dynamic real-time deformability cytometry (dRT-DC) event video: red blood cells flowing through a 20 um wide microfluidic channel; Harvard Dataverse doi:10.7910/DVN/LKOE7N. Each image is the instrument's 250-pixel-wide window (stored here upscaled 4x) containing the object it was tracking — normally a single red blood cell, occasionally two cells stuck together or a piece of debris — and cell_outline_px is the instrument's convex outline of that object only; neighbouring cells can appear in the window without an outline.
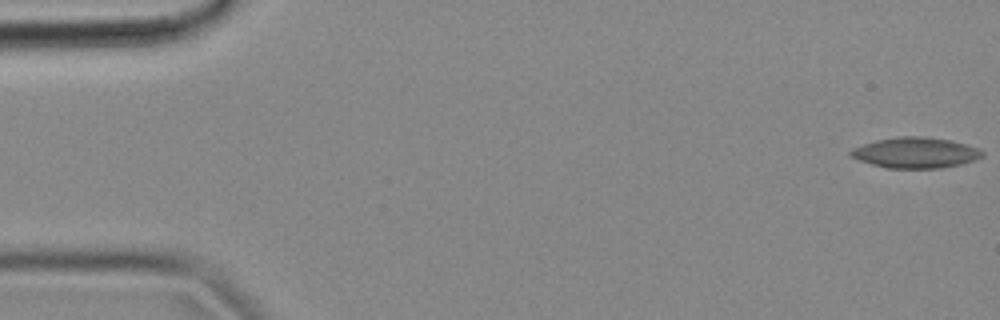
{"species": "common noctule bat (a hibernating species)", "species_latin": "Nyctalus noctula", "temperature_condition": "cold", "stored_images_in_passage": 57, "camera_frame_rate_fps": 3000, "um_per_image_px": 0.085, "animal": {"sex": "female", "body_mass_g": 18.4}, "frame": {"image": 1, "passage_image": 1, "time_ms": 0.0, "image_size_px": [1000, 320], "cell_outline_px": [[984, 156], [976, 160], [960, 164], [940, 168], [888, 168], [872, 164], [860, 160], [852, 156], [848, 152], [852, 148], [876, 140], [900, 136], [924, 136], [948, 140], [964, 144], [976, 148], [984, 152]], "centroid_in_image_um": [77.82, 12.98], "position_along_channel_um": 7.2, "area_um2": 23.29}}
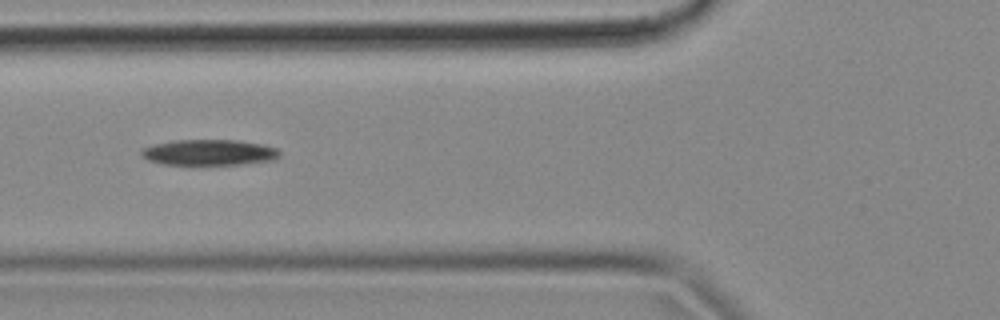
{"frame": {"image": 2, "passage_image": 21, "time_ms": 6.667, "image_size_px": [1000, 320], "cell_outline_px": [[280, 156], [272, 160], [240, 164], [188, 168], [160, 164], [148, 160], [140, 156], [140, 148], [172, 140], [236, 140], [264, 144], [276, 148], [280, 152]], "centroid_in_image_um": [17.68, 13.01], "position_along_channel_um": 108.1, "area_um2": 21.96}}
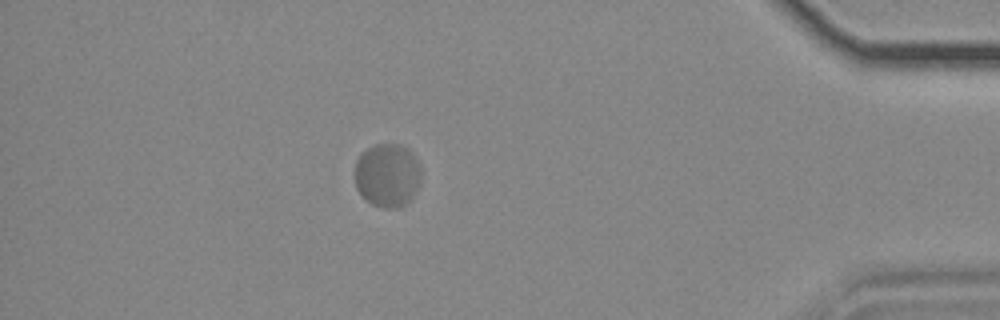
{"frame": {"image": 3, "passage_image": 50, "time_ms": 16.333, "image_size_px": [1000, 320], "cell_outline_px": [[420, 184], [412, 196], [400, 208], [384, 208], [372, 204], [356, 188], [352, 176], [356, 160], [360, 152], [376, 144], [400, 144], [408, 148], [416, 156], [420, 164]], "centroid_in_image_um": [32.91, 14.86], "position_along_channel_um": 402.3, "area_um2": 25.03}, "authors_computed_cell_mechanics": {"area_um2": 22.7154, "velocity_mm_per_s": 3.5202, "shape_relaxation_time_tau1_ms": null, "shape_relaxation_time_tau2_ms": 1.5622, "deformation_change_tau1": null, "deformation_change_tau2": 0.0309}}